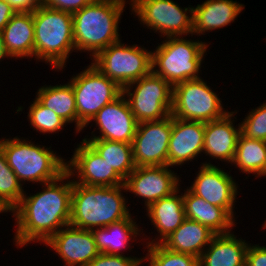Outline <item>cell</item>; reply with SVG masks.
Instances as JSON below:
<instances>
[{"mask_svg":"<svg viewBox=\"0 0 266 266\" xmlns=\"http://www.w3.org/2000/svg\"><path fill=\"white\" fill-rule=\"evenodd\" d=\"M235 114H237V111H231L223 118L205 123L204 155H208L209 158H216L218 161L232 163L237 147V140L241 133L240 123L234 127V119H237L234 116Z\"/></svg>","mask_w":266,"mask_h":266,"instance_id":"obj_19","label":"cell"},{"mask_svg":"<svg viewBox=\"0 0 266 266\" xmlns=\"http://www.w3.org/2000/svg\"><path fill=\"white\" fill-rule=\"evenodd\" d=\"M246 266H266V247L249 244L246 252Z\"/></svg>","mask_w":266,"mask_h":266,"instance_id":"obj_36","label":"cell"},{"mask_svg":"<svg viewBox=\"0 0 266 266\" xmlns=\"http://www.w3.org/2000/svg\"><path fill=\"white\" fill-rule=\"evenodd\" d=\"M29 106L28 121L37 132L44 134L59 133L67 122L52 110L43 106L36 98Z\"/></svg>","mask_w":266,"mask_h":266,"instance_id":"obj_32","label":"cell"},{"mask_svg":"<svg viewBox=\"0 0 266 266\" xmlns=\"http://www.w3.org/2000/svg\"><path fill=\"white\" fill-rule=\"evenodd\" d=\"M0 213H6V211L2 208L1 205H0Z\"/></svg>","mask_w":266,"mask_h":266,"instance_id":"obj_40","label":"cell"},{"mask_svg":"<svg viewBox=\"0 0 266 266\" xmlns=\"http://www.w3.org/2000/svg\"><path fill=\"white\" fill-rule=\"evenodd\" d=\"M201 164L194 182L192 181L188 189L210 204L225 208L235 218L234 208L239 192L234 178L211 162Z\"/></svg>","mask_w":266,"mask_h":266,"instance_id":"obj_15","label":"cell"},{"mask_svg":"<svg viewBox=\"0 0 266 266\" xmlns=\"http://www.w3.org/2000/svg\"><path fill=\"white\" fill-rule=\"evenodd\" d=\"M126 0H95L72 14L73 37L77 52H88L93 59L110 44L120 41L119 23Z\"/></svg>","mask_w":266,"mask_h":266,"instance_id":"obj_3","label":"cell"},{"mask_svg":"<svg viewBox=\"0 0 266 266\" xmlns=\"http://www.w3.org/2000/svg\"><path fill=\"white\" fill-rule=\"evenodd\" d=\"M95 0H41V4L55 10L74 13Z\"/></svg>","mask_w":266,"mask_h":266,"instance_id":"obj_35","label":"cell"},{"mask_svg":"<svg viewBox=\"0 0 266 266\" xmlns=\"http://www.w3.org/2000/svg\"><path fill=\"white\" fill-rule=\"evenodd\" d=\"M141 258L126 255H109L100 253L87 266H141Z\"/></svg>","mask_w":266,"mask_h":266,"instance_id":"obj_34","label":"cell"},{"mask_svg":"<svg viewBox=\"0 0 266 266\" xmlns=\"http://www.w3.org/2000/svg\"><path fill=\"white\" fill-rule=\"evenodd\" d=\"M180 188L172 195L153 202L146 208V216L159 233L154 239L146 241L145 245L161 244L184 221L185 211L183 205V193ZM181 195H178V194Z\"/></svg>","mask_w":266,"mask_h":266,"instance_id":"obj_21","label":"cell"},{"mask_svg":"<svg viewBox=\"0 0 266 266\" xmlns=\"http://www.w3.org/2000/svg\"><path fill=\"white\" fill-rule=\"evenodd\" d=\"M147 253L142 263L148 261V266H199V259L189 254L168 250L162 244L146 245Z\"/></svg>","mask_w":266,"mask_h":266,"instance_id":"obj_31","label":"cell"},{"mask_svg":"<svg viewBox=\"0 0 266 266\" xmlns=\"http://www.w3.org/2000/svg\"><path fill=\"white\" fill-rule=\"evenodd\" d=\"M185 218L207 226L215 234L232 232L235 218L225 209L194 195L187 187L183 193Z\"/></svg>","mask_w":266,"mask_h":266,"instance_id":"obj_22","label":"cell"},{"mask_svg":"<svg viewBox=\"0 0 266 266\" xmlns=\"http://www.w3.org/2000/svg\"><path fill=\"white\" fill-rule=\"evenodd\" d=\"M244 4L233 0H207L193 7V35H206L235 22Z\"/></svg>","mask_w":266,"mask_h":266,"instance_id":"obj_20","label":"cell"},{"mask_svg":"<svg viewBox=\"0 0 266 266\" xmlns=\"http://www.w3.org/2000/svg\"><path fill=\"white\" fill-rule=\"evenodd\" d=\"M219 97L202 77L180 82L173 86L171 115L203 123L223 118L230 111Z\"/></svg>","mask_w":266,"mask_h":266,"instance_id":"obj_10","label":"cell"},{"mask_svg":"<svg viewBox=\"0 0 266 266\" xmlns=\"http://www.w3.org/2000/svg\"><path fill=\"white\" fill-rule=\"evenodd\" d=\"M240 126L244 136L266 141V102L251 109Z\"/></svg>","mask_w":266,"mask_h":266,"instance_id":"obj_33","label":"cell"},{"mask_svg":"<svg viewBox=\"0 0 266 266\" xmlns=\"http://www.w3.org/2000/svg\"><path fill=\"white\" fill-rule=\"evenodd\" d=\"M92 121L100 133L96 136L93 134L96 131L94 129L91 137L85 136L84 139H105L130 144L134 139L138 124L123 94L100 109L87 125Z\"/></svg>","mask_w":266,"mask_h":266,"instance_id":"obj_16","label":"cell"},{"mask_svg":"<svg viewBox=\"0 0 266 266\" xmlns=\"http://www.w3.org/2000/svg\"><path fill=\"white\" fill-rule=\"evenodd\" d=\"M44 245L60 256L63 266H87L100 254L92 230L71 225L62 227Z\"/></svg>","mask_w":266,"mask_h":266,"instance_id":"obj_17","label":"cell"},{"mask_svg":"<svg viewBox=\"0 0 266 266\" xmlns=\"http://www.w3.org/2000/svg\"><path fill=\"white\" fill-rule=\"evenodd\" d=\"M16 13L14 8L5 0H0V33Z\"/></svg>","mask_w":266,"mask_h":266,"instance_id":"obj_38","label":"cell"},{"mask_svg":"<svg viewBox=\"0 0 266 266\" xmlns=\"http://www.w3.org/2000/svg\"><path fill=\"white\" fill-rule=\"evenodd\" d=\"M122 40L100 51L91 64L121 88L152 71V50L138 44L125 45Z\"/></svg>","mask_w":266,"mask_h":266,"instance_id":"obj_7","label":"cell"},{"mask_svg":"<svg viewBox=\"0 0 266 266\" xmlns=\"http://www.w3.org/2000/svg\"><path fill=\"white\" fill-rule=\"evenodd\" d=\"M231 165L244 174L262 177L266 168V141L248 138L240 133Z\"/></svg>","mask_w":266,"mask_h":266,"instance_id":"obj_28","label":"cell"},{"mask_svg":"<svg viewBox=\"0 0 266 266\" xmlns=\"http://www.w3.org/2000/svg\"><path fill=\"white\" fill-rule=\"evenodd\" d=\"M16 12H33L40 4L41 0H5Z\"/></svg>","mask_w":266,"mask_h":266,"instance_id":"obj_37","label":"cell"},{"mask_svg":"<svg viewBox=\"0 0 266 266\" xmlns=\"http://www.w3.org/2000/svg\"><path fill=\"white\" fill-rule=\"evenodd\" d=\"M43 106L52 110L64 119L69 125L74 122L75 135L77 134V108L72 85L60 84L41 86L35 97Z\"/></svg>","mask_w":266,"mask_h":266,"instance_id":"obj_27","label":"cell"},{"mask_svg":"<svg viewBox=\"0 0 266 266\" xmlns=\"http://www.w3.org/2000/svg\"><path fill=\"white\" fill-rule=\"evenodd\" d=\"M0 149L22 186L26 181L40 185L51 182L66 172V159L54 153L51 146L35 145L16 136L0 138Z\"/></svg>","mask_w":266,"mask_h":266,"instance_id":"obj_5","label":"cell"},{"mask_svg":"<svg viewBox=\"0 0 266 266\" xmlns=\"http://www.w3.org/2000/svg\"><path fill=\"white\" fill-rule=\"evenodd\" d=\"M215 235L207 226L185 218L161 244L170 251L189 254L199 259Z\"/></svg>","mask_w":266,"mask_h":266,"instance_id":"obj_25","label":"cell"},{"mask_svg":"<svg viewBox=\"0 0 266 266\" xmlns=\"http://www.w3.org/2000/svg\"><path fill=\"white\" fill-rule=\"evenodd\" d=\"M169 166L136 167L125 179L126 191L142 197L147 208L153 202L172 195L181 186L179 175Z\"/></svg>","mask_w":266,"mask_h":266,"instance_id":"obj_14","label":"cell"},{"mask_svg":"<svg viewBox=\"0 0 266 266\" xmlns=\"http://www.w3.org/2000/svg\"><path fill=\"white\" fill-rule=\"evenodd\" d=\"M72 178L66 171L56 180L41 184L42 191L33 195L24 193L11 211L17 223L13 237L16 248L33 242L44 244L62 227L69 225Z\"/></svg>","mask_w":266,"mask_h":266,"instance_id":"obj_1","label":"cell"},{"mask_svg":"<svg viewBox=\"0 0 266 266\" xmlns=\"http://www.w3.org/2000/svg\"><path fill=\"white\" fill-rule=\"evenodd\" d=\"M122 191L127 192L125 185L86 186L73 181L69 225L93 230L128 218V198Z\"/></svg>","mask_w":266,"mask_h":266,"instance_id":"obj_2","label":"cell"},{"mask_svg":"<svg viewBox=\"0 0 266 266\" xmlns=\"http://www.w3.org/2000/svg\"><path fill=\"white\" fill-rule=\"evenodd\" d=\"M163 39L152 52V72L172 87L180 82L201 78L199 73L209 44L198 39H186V36Z\"/></svg>","mask_w":266,"mask_h":266,"instance_id":"obj_6","label":"cell"},{"mask_svg":"<svg viewBox=\"0 0 266 266\" xmlns=\"http://www.w3.org/2000/svg\"><path fill=\"white\" fill-rule=\"evenodd\" d=\"M25 191L16 174L8 166L5 154L0 149V205L11 212L21 201Z\"/></svg>","mask_w":266,"mask_h":266,"instance_id":"obj_30","label":"cell"},{"mask_svg":"<svg viewBox=\"0 0 266 266\" xmlns=\"http://www.w3.org/2000/svg\"><path fill=\"white\" fill-rule=\"evenodd\" d=\"M69 83L75 95L77 134L87 127L100 109L122 94V88L92 64L72 76Z\"/></svg>","mask_w":266,"mask_h":266,"instance_id":"obj_8","label":"cell"},{"mask_svg":"<svg viewBox=\"0 0 266 266\" xmlns=\"http://www.w3.org/2000/svg\"><path fill=\"white\" fill-rule=\"evenodd\" d=\"M131 12L160 37L192 36L193 6L180 7L173 0H130ZM190 13V14H189Z\"/></svg>","mask_w":266,"mask_h":266,"instance_id":"obj_11","label":"cell"},{"mask_svg":"<svg viewBox=\"0 0 266 266\" xmlns=\"http://www.w3.org/2000/svg\"><path fill=\"white\" fill-rule=\"evenodd\" d=\"M66 171L73 181L86 186L113 187L124 185L125 180L84 140L74 150L72 158L66 161ZM77 180H76V179Z\"/></svg>","mask_w":266,"mask_h":266,"instance_id":"obj_13","label":"cell"},{"mask_svg":"<svg viewBox=\"0 0 266 266\" xmlns=\"http://www.w3.org/2000/svg\"><path fill=\"white\" fill-rule=\"evenodd\" d=\"M8 57L9 59L11 58L10 55L6 51V47L3 42V37H2V34L0 33V61L5 60V58L8 59Z\"/></svg>","mask_w":266,"mask_h":266,"instance_id":"obj_39","label":"cell"},{"mask_svg":"<svg viewBox=\"0 0 266 266\" xmlns=\"http://www.w3.org/2000/svg\"><path fill=\"white\" fill-rule=\"evenodd\" d=\"M33 21L34 57L55 71H62L70 54L76 51L72 13L40 4L33 11Z\"/></svg>","mask_w":266,"mask_h":266,"instance_id":"obj_4","label":"cell"},{"mask_svg":"<svg viewBox=\"0 0 266 266\" xmlns=\"http://www.w3.org/2000/svg\"><path fill=\"white\" fill-rule=\"evenodd\" d=\"M1 34L11 58H34L33 12H16Z\"/></svg>","mask_w":266,"mask_h":266,"instance_id":"obj_24","label":"cell"},{"mask_svg":"<svg viewBox=\"0 0 266 266\" xmlns=\"http://www.w3.org/2000/svg\"><path fill=\"white\" fill-rule=\"evenodd\" d=\"M232 232L216 234L199 257V266H246L248 242Z\"/></svg>","mask_w":266,"mask_h":266,"instance_id":"obj_23","label":"cell"},{"mask_svg":"<svg viewBox=\"0 0 266 266\" xmlns=\"http://www.w3.org/2000/svg\"><path fill=\"white\" fill-rule=\"evenodd\" d=\"M125 180L136 168L132 144L105 139H83Z\"/></svg>","mask_w":266,"mask_h":266,"instance_id":"obj_29","label":"cell"},{"mask_svg":"<svg viewBox=\"0 0 266 266\" xmlns=\"http://www.w3.org/2000/svg\"><path fill=\"white\" fill-rule=\"evenodd\" d=\"M205 123L172 116L168 166H182L198 158L204 147ZM200 154V155H199Z\"/></svg>","mask_w":266,"mask_h":266,"instance_id":"obj_18","label":"cell"},{"mask_svg":"<svg viewBox=\"0 0 266 266\" xmlns=\"http://www.w3.org/2000/svg\"><path fill=\"white\" fill-rule=\"evenodd\" d=\"M263 176L266 177V168H265V171H264L262 177H263Z\"/></svg>","mask_w":266,"mask_h":266,"instance_id":"obj_41","label":"cell"},{"mask_svg":"<svg viewBox=\"0 0 266 266\" xmlns=\"http://www.w3.org/2000/svg\"><path fill=\"white\" fill-rule=\"evenodd\" d=\"M134 220L130 215L128 218L104 228L93 229L92 233L99 252L109 255H124L122 250L124 252L132 250L134 246L130 242L136 241L135 239L142 234L140 232L143 230Z\"/></svg>","mask_w":266,"mask_h":266,"instance_id":"obj_26","label":"cell"},{"mask_svg":"<svg viewBox=\"0 0 266 266\" xmlns=\"http://www.w3.org/2000/svg\"><path fill=\"white\" fill-rule=\"evenodd\" d=\"M122 94L138 123L161 120L171 114L173 87L152 71L124 86Z\"/></svg>","mask_w":266,"mask_h":266,"instance_id":"obj_9","label":"cell"},{"mask_svg":"<svg viewBox=\"0 0 266 266\" xmlns=\"http://www.w3.org/2000/svg\"><path fill=\"white\" fill-rule=\"evenodd\" d=\"M171 132V114L161 120L138 123L131 143L135 166H168Z\"/></svg>","mask_w":266,"mask_h":266,"instance_id":"obj_12","label":"cell"}]
</instances>
